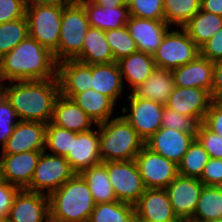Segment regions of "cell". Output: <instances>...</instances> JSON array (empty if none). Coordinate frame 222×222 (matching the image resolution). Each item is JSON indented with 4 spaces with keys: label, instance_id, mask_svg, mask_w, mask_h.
<instances>
[{
    "label": "cell",
    "instance_id": "1",
    "mask_svg": "<svg viewBox=\"0 0 222 222\" xmlns=\"http://www.w3.org/2000/svg\"><path fill=\"white\" fill-rule=\"evenodd\" d=\"M50 78H57L54 55L29 36L0 58V84Z\"/></svg>",
    "mask_w": 222,
    "mask_h": 222
},
{
    "label": "cell",
    "instance_id": "2",
    "mask_svg": "<svg viewBox=\"0 0 222 222\" xmlns=\"http://www.w3.org/2000/svg\"><path fill=\"white\" fill-rule=\"evenodd\" d=\"M1 85L6 89L7 100L22 121L49 123L53 107L60 94L57 78L47 80L11 81Z\"/></svg>",
    "mask_w": 222,
    "mask_h": 222
},
{
    "label": "cell",
    "instance_id": "3",
    "mask_svg": "<svg viewBox=\"0 0 222 222\" xmlns=\"http://www.w3.org/2000/svg\"><path fill=\"white\" fill-rule=\"evenodd\" d=\"M48 197L52 222H88L96 205L89 186L79 173Z\"/></svg>",
    "mask_w": 222,
    "mask_h": 222
},
{
    "label": "cell",
    "instance_id": "4",
    "mask_svg": "<svg viewBox=\"0 0 222 222\" xmlns=\"http://www.w3.org/2000/svg\"><path fill=\"white\" fill-rule=\"evenodd\" d=\"M101 161L134 160L145 141L121 115L98 124Z\"/></svg>",
    "mask_w": 222,
    "mask_h": 222
},
{
    "label": "cell",
    "instance_id": "5",
    "mask_svg": "<svg viewBox=\"0 0 222 222\" xmlns=\"http://www.w3.org/2000/svg\"><path fill=\"white\" fill-rule=\"evenodd\" d=\"M90 27L87 13L79 1L64 6L58 47L53 52L57 63L74 60L81 53L83 40Z\"/></svg>",
    "mask_w": 222,
    "mask_h": 222
},
{
    "label": "cell",
    "instance_id": "6",
    "mask_svg": "<svg viewBox=\"0 0 222 222\" xmlns=\"http://www.w3.org/2000/svg\"><path fill=\"white\" fill-rule=\"evenodd\" d=\"M64 6L57 4H27L26 18L29 37L52 53L57 49Z\"/></svg>",
    "mask_w": 222,
    "mask_h": 222
},
{
    "label": "cell",
    "instance_id": "7",
    "mask_svg": "<svg viewBox=\"0 0 222 222\" xmlns=\"http://www.w3.org/2000/svg\"><path fill=\"white\" fill-rule=\"evenodd\" d=\"M168 30L161 44L153 54L156 68L173 71L174 69L193 61L200 49L190 38L184 28Z\"/></svg>",
    "mask_w": 222,
    "mask_h": 222
},
{
    "label": "cell",
    "instance_id": "8",
    "mask_svg": "<svg viewBox=\"0 0 222 222\" xmlns=\"http://www.w3.org/2000/svg\"><path fill=\"white\" fill-rule=\"evenodd\" d=\"M76 172L63 156L43 151L27 190L49 195L71 179ZM47 191V192H46Z\"/></svg>",
    "mask_w": 222,
    "mask_h": 222
},
{
    "label": "cell",
    "instance_id": "9",
    "mask_svg": "<svg viewBox=\"0 0 222 222\" xmlns=\"http://www.w3.org/2000/svg\"><path fill=\"white\" fill-rule=\"evenodd\" d=\"M103 163L117 200L134 205L146 189L135 160Z\"/></svg>",
    "mask_w": 222,
    "mask_h": 222
},
{
    "label": "cell",
    "instance_id": "10",
    "mask_svg": "<svg viewBox=\"0 0 222 222\" xmlns=\"http://www.w3.org/2000/svg\"><path fill=\"white\" fill-rule=\"evenodd\" d=\"M127 99L129 100L130 111L126 106L122 107V116L132 125L136 133L146 141L161 128V118L165 106L150 99L135 97L131 92Z\"/></svg>",
    "mask_w": 222,
    "mask_h": 222
},
{
    "label": "cell",
    "instance_id": "11",
    "mask_svg": "<svg viewBox=\"0 0 222 222\" xmlns=\"http://www.w3.org/2000/svg\"><path fill=\"white\" fill-rule=\"evenodd\" d=\"M135 162L146 189H165L178 175V165L144 146Z\"/></svg>",
    "mask_w": 222,
    "mask_h": 222
},
{
    "label": "cell",
    "instance_id": "12",
    "mask_svg": "<svg viewBox=\"0 0 222 222\" xmlns=\"http://www.w3.org/2000/svg\"><path fill=\"white\" fill-rule=\"evenodd\" d=\"M203 186L197 178L178 174L165 188L180 221L193 218Z\"/></svg>",
    "mask_w": 222,
    "mask_h": 222
},
{
    "label": "cell",
    "instance_id": "13",
    "mask_svg": "<svg viewBox=\"0 0 222 222\" xmlns=\"http://www.w3.org/2000/svg\"><path fill=\"white\" fill-rule=\"evenodd\" d=\"M43 151H26L0 155V178L20 189L31 183L39 157Z\"/></svg>",
    "mask_w": 222,
    "mask_h": 222
},
{
    "label": "cell",
    "instance_id": "14",
    "mask_svg": "<svg viewBox=\"0 0 222 222\" xmlns=\"http://www.w3.org/2000/svg\"><path fill=\"white\" fill-rule=\"evenodd\" d=\"M135 220L143 222H181L165 189H145L134 204Z\"/></svg>",
    "mask_w": 222,
    "mask_h": 222
},
{
    "label": "cell",
    "instance_id": "15",
    "mask_svg": "<svg viewBox=\"0 0 222 222\" xmlns=\"http://www.w3.org/2000/svg\"><path fill=\"white\" fill-rule=\"evenodd\" d=\"M212 101L211 94L202 88L174 86L165 107L191 116L200 124L203 123Z\"/></svg>",
    "mask_w": 222,
    "mask_h": 222
},
{
    "label": "cell",
    "instance_id": "16",
    "mask_svg": "<svg viewBox=\"0 0 222 222\" xmlns=\"http://www.w3.org/2000/svg\"><path fill=\"white\" fill-rule=\"evenodd\" d=\"M195 138L196 134L161 127L145 141V146L178 165Z\"/></svg>",
    "mask_w": 222,
    "mask_h": 222
},
{
    "label": "cell",
    "instance_id": "17",
    "mask_svg": "<svg viewBox=\"0 0 222 222\" xmlns=\"http://www.w3.org/2000/svg\"><path fill=\"white\" fill-rule=\"evenodd\" d=\"M46 124L19 120L0 154H19L26 151H44Z\"/></svg>",
    "mask_w": 222,
    "mask_h": 222
},
{
    "label": "cell",
    "instance_id": "18",
    "mask_svg": "<svg viewBox=\"0 0 222 222\" xmlns=\"http://www.w3.org/2000/svg\"><path fill=\"white\" fill-rule=\"evenodd\" d=\"M8 216L11 222H48L49 197L43 193L20 189Z\"/></svg>",
    "mask_w": 222,
    "mask_h": 222
},
{
    "label": "cell",
    "instance_id": "19",
    "mask_svg": "<svg viewBox=\"0 0 222 222\" xmlns=\"http://www.w3.org/2000/svg\"><path fill=\"white\" fill-rule=\"evenodd\" d=\"M95 126L96 130L91 129L72 136L71 150L65 158L76 173L102 163L98 124Z\"/></svg>",
    "mask_w": 222,
    "mask_h": 222
},
{
    "label": "cell",
    "instance_id": "20",
    "mask_svg": "<svg viewBox=\"0 0 222 222\" xmlns=\"http://www.w3.org/2000/svg\"><path fill=\"white\" fill-rule=\"evenodd\" d=\"M92 64L76 60H64L57 63V79L60 94L73 98L78 93L91 89Z\"/></svg>",
    "mask_w": 222,
    "mask_h": 222
},
{
    "label": "cell",
    "instance_id": "21",
    "mask_svg": "<svg viewBox=\"0 0 222 222\" xmlns=\"http://www.w3.org/2000/svg\"><path fill=\"white\" fill-rule=\"evenodd\" d=\"M137 50L153 55L171 27L165 21L129 16L126 24Z\"/></svg>",
    "mask_w": 222,
    "mask_h": 222
},
{
    "label": "cell",
    "instance_id": "22",
    "mask_svg": "<svg viewBox=\"0 0 222 222\" xmlns=\"http://www.w3.org/2000/svg\"><path fill=\"white\" fill-rule=\"evenodd\" d=\"M213 71L214 63L199 54L193 61L171 72L174 86L202 88L211 94Z\"/></svg>",
    "mask_w": 222,
    "mask_h": 222
},
{
    "label": "cell",
    "instance_id": "23",
    "mask_svg": "<svg viewBox=\"0 0 222 222\" xmlns=\"http://www.w3.org/2000/svg\"><path fill=\"white\" fill-rule=\"evenodd\" d=\"M51 123L76 133L90 131L96 125L73 99L61 94L55 100Z\"/></svg>",
    "mask_w": 222,
    "mask_h": 222
},
{
    "label": "cell",
    "instance_id": "24",
    "mask_svg": "<svg viewBox=\"0 0 222 222\" xmlns=\"http://www.w3.org/2000/svg\"><path fill=\"white\" fill-rule=\"evenodd\" d=\"M91 89L109 97L115 104L124 91L117 62L92 64Z\"/></svg>",
    "mask_w": 222,
    "mask_h": 222
},
{
    "label": "cell",
    "instance_id": "25",
    "mask_svg": "<svg viewBox=\"0 0 222 222\" xmlns=\"http://www.w3.org/2000/svg\"><path fill=\"white\" fill-rule=\"evenodd\" d=\"M87 13L91 27L105 31L126 26L129 19L128 6L99 7L90 0L79 1Z\"/></svg>",
    "mask_w": 222,
    "mask_h": 222
},
{
    "label": "cell",
    "instance_id": "26",
    "mask_svg": "<svg viewBox=\"0 0 222 222\" xmlns=\"http://www.w3.org/2000/svg\"><path fill=\"white\" fill-rule=\"evenodd\" d=\"M173 89L172 72L156 68L142 84L131 90V93L135 97L150 99L165 106Z\"/></svg>",
    "mask_w": 222,
    "mask_h": 222
},
{
    "label": "cell",
    "instance_id": "27",
    "mask_svg": "<svg viewBox=\"0 0 222 222\" xmlns=\"http://www.w3.org/2000/svg\"><path fill=\"white\" fill-rule=\"evenodd\" d=\"M122 81H127L129 89L142 84L156 69L153 55L137 51L117 61Z\"/></svg>",
    "mask_w": 222,
    "mask_h": 222
},
{
    "label": "cell",
    "instance_id": "28",
    "mask_svg": "<svg viewBox=\"0 0 222 222\" xmlns=\"http://www.w3.org/2000/svg\"><path fill=\"white\" fill-rule=\"evenodd\" d=\"M84 64H101L116 62L106 40L105 32L90 27L83 40L81 53L74 59Z\"/></svg>",
    "mask_w": 222,
    "mask_h": 222
},
{
    "label": "cell",
    "instance_id": "29",
    "mask_svg": "<svg viewBox=\"0 0 222 222\" xmlns=\"http://www.w3.org/2000/svg\"><path fill=\"white\" fill-rule=\"evenodd\" d=\"M74 102L96 123L106 122L113 116L115 104L109 97L96 90L88 89L76 94Z\"/></svg>",
    "mask_w": 222,
    "mask_h": 222
},
{
    "label": "cell",
    "instance_id": "30",
    "mask_svg": "<svg viewBox=\"0 0 222 222\" xmlns=\"http://www.w3.org/2000/svg\"><path fill=\"white\" fill-rule=\"evenodd\" d=\"M86 181L94 202L104 203L118 201L109 180L106 165L102 162L79 173Z\"/></svg>",
    "mask_w": 222,
    "mask_h": 222
},
{
    "label": "cell",
    "instance_id": "31",
    "mask_svg": "<svg viewBox=\"0 0 222 222\" xmlns=\"http://www.w3.org/2000/svg\"><path fill=\"white\" fill-rule=\"evenodd\" d=\"M183 28L200 48L222 29V16L200 9Z\"/></svg>",
    "mask_w": 222,
    "mask_h": 222
},
{
    "label": "cell",
    "instance_id": "32",
    "mask_svg": "<svg viewBox=\"0 0 222 222\" xmlns=\"http://www.w3.org/2000/svg\"><path fill=\"white\" fill-rule=\"evenodd\" d=\"M222 219V186L204 185L195 209L194 222H211Z\"/></svg>",
    "mask_w": 222,
    "mask_h": 222
},
{
    "label": "cell",
    "instance_id": "33",
    "mask_svg": "<svg viewBox=\"0 0 222 222\" xmlns=\"http://www.w3.org/2000/svg\"><path fill=\"white\" fill-rule=\"evenodd\" d=\"M88 222H135L134 205L120 201L97 203Z\"/></svg>",
    "mask_w": 222,
    "mask_h": 222
},
{
    "label": "cell",
    "instance_id": "34",
    "mask_svg": "<svg viewBox=\"0 0 222 222\" xmlns=\"http://www.w3.org/2000/svg\"><path fill=\"white\" fill-rule=\"evenodd\" d=\"M164 18L170 27L183 28L201 9V0H164Z\"/></svg>",
    "mask_w": 222,
    "mask_h": 222
},
{
    "label": "cell",
    "instance_id": "35",
    "mask_svg": "<svg viewBox=\"0 0 222 222\" xmlns=\"http://www.w3.org/2000/svg\"><path fill=\"white\" fill-rule=\"evenodd\" d=\"M209 159V154L195 138L178 164V174L200 179Z\"/></svg>",
    "mask_w": 222,
    "mask_h": 222
},
{
    "label": "cell",
    "instance_id": "36",
    "mask_svg": "<svg viewBox=\"0 0 222 222\" xmlns=\"http://www.w3.org/2000/svg\"><path fill=\"white\" fill-rule=\"evenodd\" d=\"M29 36L26 15L17 20L0 24V58L11 52Z\"/></svg>",
    "mask_w": 222,
    "mask_h": 222
},
{
    "label": "cell",
    "instance_id": "37",
    "mask_svg": "<svg viewBox=\"0 0 222 222\" xmlns=\"http://www.w3.org/2000/svg\"><path fill=\"white\" fill-rule=\"evenodd\" d=\"M76 132L60 128L51 122L46 124L45 149L52 155L66 157L71 150L72 136Z\"/></svg>",
    "mask_w": 222,
    "mask_h": 222
},
{
    "label": "cell",
    "instance_id": "38",
    "mask_svg": "<svg viewBox=\"0 0 222 222\" xmlns=\"http://www.w3.org/2000/svg\"><path fill=\"white\" fill-rule=\"evenodd\" d=\"M105 37L116 62L119 59L138 51L135 41L130 36L127 26L105 31Z\"/></svg>",
    "mask_w": 222,
    "mask_h": 222
},
{
    "label": "cell",
    "instance_id": "39",
    "mask_svg": "<svg viewBox=\"0 0 222 222\" xmlns=\"http://www.w3.org/2000/svg\"><path fill=\"white\" fill-rule=\"evenodd\" d=\"M164 0H133L129 15L137 18L165 21Z\"/></svg>",
    "mask_w": 222,
    "mask_h": 222
},
{
    "label": "cell",
    "instance_id": "40",
    "mask_svg": "<svg viewBox=\"0 0 222 222\" xmlns=\"http://www.w3.org/2000/svg\"><path fill=\"white\" fill-rule=\"evenodd\" d=\"M198 123L188 115H182L175 110L164 108L161 127L196 134Z\"/></svg>",
    "mask_w": 222,
    "mask_h": 222
},
{
    "label": "cell",
    "instance_id": "41",
    "mask_svg": "<svg viewBox=\"0 0 222 222\" xmlns=\"http://www.w3.org/2000/svg\"><path fill=\"white\" fill-rule=\"evenodd\" d=\"M196 138L210 158L222 159V136L212 132L203 123H200L197 127Z\"/></svg>",
    "mask_w": 222,
    "mask_h": 222
},
{
    "label": "cell",
    "instance_id": "42",
    "mask_svg": "<svg viewBox=\"0 0 222 222\" xmlns=\"http://www.w3.org/2000/svg\"><path fill=\"white\" fill-rule=\"evenodd\" d=\"M26 0H0V24L26 15Z\"/></svg>",
    "mask_w": 222,
    "mask_h": 222
},
{
    "label": "cell",
    "instance_id": "43",
    "mask_svg": "<svg viewBox=\"0 0 222 222\" xmlns=\"http://www.w3.org/2000/svg\"><path fill=\"white\" fill-rule=\"evenodd\" d=\"M199 180L206 186H222V159L210 158Z\"/></svg>",
    "mask_w": 222,
    "mask_h": 222
},
{
    "label": "cell",
    "instance_id": "44",
    "mask_svg": "<svg viewBox=\"0 0 222 222\" xmlns=\"http://www.w3.org/2000/svg\"><path fill=\"white\" fill-rule=\"evenodd\" d=\"M200 55L215 63L222 61V29L205 42L200 48Z\"/></svg>",
    "mask_w": 222,
    "mask_h": 222
},
{
    "label": "cell",
    "instance_id": "45",
    "mask_svg": "<svg viewBox=\"0 0 222 222\" xmlns=\"http://www.w3.org/2000/svg\"><path fill=\"white\" fill-rule=\"evenodd\" d=\"M203 124L212 132L222 136V101L211 102Z\"/></svg>",
    "mask_w": 222,
    "mask_h": 222
},
{
    "label": "cell",
    "instance_id": "46",
    "mask_svg": "<svg viewBox=\"0 0 222 222\" xmlns=\"http://www.w3.org/2000/svg\"><path fill=\"white\" fill-rule=\"evenodd\" d=\"M20 188L0 178V218L9 215L15 196Z\"/></svg>",
    "mask_w": 222,
    "mask_h": 222
},
{
    "label": "cell",
    "instance_id": "47",
    "mask_svg": "<svg viewBox=\"0 0 222 222\" xmlns=\"http://www.w3.org/2000/svg\"><path fill=\"white\" fill-rule=\"evenodd\" d=\"M211 97L213 100L222 101V61L214 63Z\"/></svg>",
    "mask_w": 222,
    "mask_h": 222
},
{
    "label": "cell",
    "instance_id": "48",
    "mask_svg": "<svg viewBox=\"0 0 222 222\" xmlns=\"http://www.w3.org/2000/svg\"><path fill=\"white\" fill-rule=\"evenodd\" d=\"M18 121L15 109L6 100L0 106V123H18Z\"/></svg>",
    "mask_w": 222,
    "mask_h": 222
},
{
    "label": "cell",
    "instance_id": "49",
    "mask_svg": "<svg viewBox=\"0 0 222 222\" xmlns=\"http://www.w3.org/2000/svg\"><path fill=\"white\" fill-rule=\"evenodd\" d=\"M201 10L222 16V0H201Z\"/></svg>",
    "mask_w": 222,
    "mask_h": 222
},
{
    "label": "cell",
    "instance_id": "50",
    "mask_svg": "<svg viewBox=\"0 0 222 222\" xmlns=\"http://www.w3.org/2000/svg\"><path fill=\"white\" fill-rule=\"evenodd\" d=\"M16 125L17 123H0V144L2 147L6 144Z\"/></svg>",
    "mask_w": 222,
    "mask_h": 222
},
{
    "label": "cell",
    "instance_id": "51",
    "mask_svg": "<svg viewBox=\"0 0 222 222\" xmlns=\"http://www.w3.org/2000/svg\"><path fill=\"white\" fill-rule=\"evenodd\" d=\"M75 0H26L27 4H35V3H41V4H57L61 6H68L70 4H73Z\"/></svg>",
    "mask_w": 222,
    "mask_h": 222
},
{
    "label": "cell",
    "instance_id": "52",
    "mask_svg": "<svg viewBox=\"0 0 222 222\" xmlns=\"http://www.w3.org/2000/svg\"><path fill=\"white\" fill-rule=\"evenodd\" d=\"M93 4L99 7H118V6H125L123 5L121 0H90Z\"/></svg>",
    "mask_w": 222,
    "mask_h": 222
},
{
    "label": "cell",
    "instance_id": "53",
    "mask_svg": "<svg viewBox=\"0 0 222 222\" xmlns=\"http://www.w3.org/2000/svg\"><path fill=\"white\" fill-rule=\"evenodd\" d=\"M7 100L6 89L0 84V106Z\"/></svg>",
    "mask_w": 222,
    "mask_h": 222
},
{
    "label": "cell",
    "instance_id": "54",
    "mask_svg": "<svg viewBox=\"0 0 222 222\" xmlns=\"http://www.w3.org/2000/svg\"><path fill=\"white\" fill-rule=\"evenodd\" d=\"M0 222H11V219L9 218V216L1 217Z\"/></svg>",
    "mask_w": 222,
    "mask_h": 222
},
{
    "label": "cell",
    "instance_id": "55",
    "mask_svg": "<svg viewBox=\"0 0 222 222\" xmlns=\"http://www.w3.org/2000/svg\"><path fill=\"white\" fill-rule=\"evenodd\" d=\"M121 1H122L123 5L128 6V7L133 2V0H121Z\"/></svg>",
    "mask_w": 222,
    "mask_h": 222
},
{
    "label": "cell",
    "instance_id": "56",
    "mask_svg": "<svg viewBox=\"0 0 222 222\" xmlns=\"http://www.w3.org/2000/svg\"><path fill=\"white\" fill-rule=\"evenodd\" d=\"M181 222H194V221H192V220H183Z\"/></svg>",
    "mask_w": 222,
    "mask_h": 222
},
{
    "label": "cell",
    "instance_id": "57",
    "mask_svg": "<svg viewBox=\"0 0 222 222\" xmlns=\"http://www.w3.org/2000/svg\"><path fill=\"white\" fill-rule=\"evenodd\" d=\"M211 222H222V219H221V220H215V221H211Z\"/></svg>",
    "mask_w": 222,
    "mask_h": 222
}]
</instances>
